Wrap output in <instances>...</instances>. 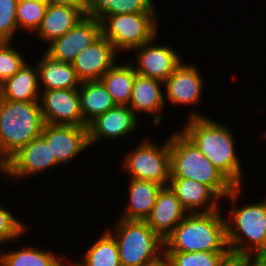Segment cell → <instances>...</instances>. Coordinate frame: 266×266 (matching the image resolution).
<instances>
[{"instance_id": "ba28073f", "label": "cell", "mask_w": 266, "mask_h": 266, "mask_svg": "<svg viewBox=\"0 0 266 266\" xmlns=\"http://www.w3.org/2000/svg\"><path fill=\"white\" fill-rule=\"evenodd\" d=\"M123 169L129 179L154 181L168 186L170 181L169 138L158 146L150 138H145L123 158Z\"/></svg>"}, {"instance_id": "f35d334b", "label": "cell", "mask_w": 266, "mask_h": 266, "mask_svg": "<svg viewBox=\"0 0 266 266\" xmlns=\"http://www.w3.org/2000/svg\"><path fill=\"white\" fill-rule=\"evenodd\" d=\"M0 266H4V251H0Z\"/></svg>"}, {"instance_id": "5b68a950", "label": "cell", "mask_w": 266, "mask_h": 266, "mask_svg": "<svg viewBox=\"0 0 266 266\" xmlns=\"http://www.w3.org/2000/svg\"><path fill=\"white\" fill-rule=\"evenodd\" d=\"M254 202L229 211L225 218L227 243L235 251L266 254V199Z\"/></svg>"}, {"instance_id": "ffe728a7", "label": "cell", "mask_w": 266, "mask_h": 266, "mask_svg": "<svg viewBox=\"0 0 266 266\" xmlns=\"http://www.w3.org/2000/svg\"><path fill=\"white\" fill-rule=\"evenodd\" d=\"M86 15L78 8L48 4L45 16L35 34L46 44L62 37ZM38 33V34H37Z\"/></svg>"}, {"instance_id": "3957f363", "label": "cell", "mask_w": 266, "mask_h": 266, "mask_svg": "<svg viewBox=\"0 0 266 266\" xmlns=\"http://www.w3.org/2000/svg\"><path fill=\"white\" fill-rule=\"evenodd\" d=\"M220 210L188 213L164 240V250L189 253L225 252L229 247L225 217Z\"/></svg>"}, {"instance_id": "8fae6325", "label": "cell", "mask_w": 266, "mask_h": 266, "mask_svg": "<svg viewBox=\"0 0 266 266\" xmlns=\"http://www.w3.org/2000/svg\"><path fill=\"white\" fill-rule=\"evenodd\" d=\"M39 102L45 123L83 126L78 89L41 91Z\"/></svg>"}, {"instance_id": "8992f818", "label": "cell", "mask_w": 266, "mask_h": 266, "mask_svg": "<svg viewBox=\"0 0 266 266\" xmlns=\"http://www.w3.org/2000/svg\"><path fill=\"white\" fill-rule=\"evenodd\" d=\"M122 266H144L164 251V241L146 221L118 218L112 230Z\"/></svg>"}, {"instance_id": "9a60e30c", "label": "cell", "mask_w": 266, "mask_h": 266, "mask_svg": "<svg viewBox=\"0 0 266 266\" xmlns=\"http://www.w3.org/2000/svg\"><path fill=\"white\" fill-rule=\"evenodd\" d=\"M117 54L112 43L101 35L71 64L81 82L99 80L117 62Z\"/></svg>"}, {"instance_id": "4316f807", "label": "cell", "mask_w": 266, "mask_h": 266, "mask_svg": "<svg viewBox=\"0 0 266 266\" xmlns=\"http://www.w3.org/2000/svg\"><path fill=\"white\" fill-rule=\"evenodd\" d=\"M85 250L82 260L78 262L81 266H122L117 242L108 231L102 232V235Z\"/></svg>"}, {"instance_id": "ac0fdd59", "label": "cell", "mask_w": 266, "mask_h": 266, "mask_svg": "<svg viewBox=\"0 0 266 266\" xmlns=\"http://www.w3.org/2000/svg\"><path fill=\"white\" fill-rule=\"evenodd\" d=\"M162 85H164V82L158 79L136 73L132 95L128 105L136 116L140 112L152 114V122L156 126L160 125L162 121L161 112L165 105Z\"/></svg>"}, {"instance_id": "f546056e", "label": "cell", "mask_w": 266, "mask_h": 266, "mask_svg": "<svg viewBox=\"0 0 266 266\" xmlns=\"http://www.w3.org/2000/svg\"><path fill=\"white\" fill-rule=\"evenodd\" d=\"M12 46L11 41H0V85L16 74L27 61Z\"/></svg>"}, {"instance_id": "9c48e42d", "label": "cell", "mask_w": 266, "mask_h": 266, "mask_svg": "<svg viewBox=\"0 0 266 266\" xmlns=\"http://www.w3.org/2000/svg\"><path fill=\"white\" fill-rule=\"evenodd\" d=\"M56 165L61 166L45 139L39 136L20 148L4 163L0 167V175L5 174L7 179L18 181L43 173Z\"/></svg>"}, {"instance_id": "cb8c5ba5", "label": "cell", "mask_w": 266, "mask_h": 266, "mask_svg": "<svg viewBox=\"0 0 266 266\" xmlns=\"http://www.w3.org/2000/svg\"><path fill=\"white\" fill-rule=\"evenodd\" d=\"M83 116V126L98 115L116 107V103L100 80L83 81L78 88Z\"/></svg>"}, {"instance_id": "7402d4cb", "label": "cell", "mask_w": 266, "mask_h": 266, "mask_svg": "<svg viewBox=\"0 0 266 266\" xmlns=\"http://www.w3.org/2000/svg\"><path fill=\"white\" fill-rule=\"evenodd\" d=\"M36 66L41 91L78 89L80 86L81 81L71 63L54 60L44 52Z\"/></svg>"}, {"instance_id": "836d02e7", "label": "cell", "mask_w": 266, "mask_h": 266, "mask_svg": "<svg viewBox=\"0 0 266 266\" xmlns=\"http://www.w3.org/2000/svg\"><path fill=\"white\" fill-rule=\"evenodd\" d=\"M219 266H252V253L227 249L220 259Z\"/></svg>"}, {"instance_id": "83f0119b", "label": "cell", "mask_w": 266, "mask_h": 266, "mask_svg": "<svg viewBox=\"0 0 266 266\" xmlns=\"http://www.w3.org/2000/svg\"><path fill=\"white\" fill-rule=\"evenodd\" d=\"M64 258L56 255L53 250H43L40 247H24L19 250L4 252V266H58Z\"/></svg>"}, {"instance_id": "f1b7e54d", "label": "cell", "mask_w": 266, "mask_h": 266, "mask_svg": "<svg viewBox=\"0 0 266 266\" xmlns=\"http://www.w3.org/2000/svg\"><path fill=\"white\" fill-rule=\"evenodd\" d=\"M48 6L46 0L23 2L17 4L16 18L19 28L30 32H36L40 27Z\"/></svg>"}, {"instance_id": "1f68e13d", "label": "cell", "mask_w": 266, "mask_h": 266, "mask_svg": "<svg viewBox=\"0 0 266 266\" xmlns=\"http://www.w3.org/2000/svg\"><path fill=\"white\" fill-rule=\"evenodd\" d=\"M13 215L9 209L0 206V244L15 242L28 230L26 224Z\"/></svg>"}, {"instance_id": "7c38bea8", "label": "cell", "mask_w": 266, "mask_h": 266, "mask_svg": "<svg viewBox=\"0 0 266 266\" xmlns=\"http://www.w3.org/2000/svg\"><path fill=\"white\" fill-rule=\"evenodd\" d=\"M41 136L61 165L70 164L74 157L90 147L87 126L45 123Z\"/></svg>"}, {"instance_id": "e575fe53", "label": "cell", "mask_w": 266, "mask_h": 266, "mask_svg": "<svg viewBox=\"0 0 266 266\" xmlns=\"http://www.w3.org/2000/svg\"><path fill=\"white\" fill-rule=\"evenodd\" d=\"M48 4L67 5L80 9L85 15L88 10L89 0H46Z\"/></svg>"}, {"instance_id": "e0dca14e", "label": "cell", "mask_w": 266, "mask_h": 266, "mask_svg": "<svg viewBox=\"0 0 266 266\" xmlns=\"http://www.w3.org/2000/svg\"><path fill=\"white\" fill-rule=\"evenodd\" d=\"M187 214L188 212L181 205L175 192L168 185L163 186L159 191L156 203L146 222L164 241Z\"/></svg>"}, {"instance_id": "2e32d148", "label": "cell", "mask_w": 266, "mask_h": 266, "mask_svg": "<svg viewBox=\"0 0 266 266\" xmlns=\"http://www.w3.org/2000/svg\"><path fill=\"white\" fill-rule=\"evenodd\" d=\"M137 118L128 106L119 105L98 115L87 126L89 146L101 139L117 140L133 133L138 125Z\"/></svg>"}, {"instance_id": "5bb4252c", "label": "cell", "mask_w": 266, "mask_h": 266, "mask_svg": "<svg viewBox=\"0 0 266 266\" xmlns=\"http://www.w3.org/2000/svg\"><path fill=\"white\" fill-rule=\"evenodd\" d=\"M203 82L198 67L182 62L164 82V101L168 100L174 105H199Z\"/></svg>"}, {"instance_id": "74e56055", "label": "cell", "mask_w": 266, "mask_h": 266, "mask_svg": "<svg viewBox=\"0 0 266 266\" xmlns=\"http://www.w3.org/2000/svg\"><path fill=\"white\" fill-rule=\"evenodd\" d=\"M66 259V260H65ZM67 260H69V259H67V258H63L60 262H59V264H58V266H81L79 263H78V261H67ZM75 262V263H74ZM77 262V263H76ZM67 263V264H66ZM68 264H70V265H68Z\"/></svg>"}, {"instance_id": "d6986e66", "label": "cell", "mask_w": 266, "mask_h": 266, "mask_svg": "<svg viewBox=\"0 0 266 266\" xmlns=\"http://www.w3.org/2000/svg\"><path fill=\"white\" fill-rule=\"evenodd\" d=\"M169 187L188 213L220 209V198L205 184L186 178H170Z\"/></svg>"}, {"instance_id": "d590c367", "label": "cell", "mask_w": 266, "mask_h": 266, "mask_svg": "<svg viewBox=\"0 0 266 266\" xmlns=\"http://www.w3.org/2000/svg\"><path fill=\"white\" fill-rule=\"evenodd\" d=\"M144 266H172L170 255L164 250L156 258L148 261Z\"/></svg>"}, {"instance_id": "8d00e7d4", "label": "cell", "mask_w": 266, "mask_h": 266, "mask_svg": "<svg viewBox=\"0 0 266 266\" xmlns=\"http://www.w3.org/2000/svg\"><path fill=\"white\" fill-rule=\"evenodd\" d=\"M252 266H266V254L252 253Z\"/></svg>"}, {"instance_id": "484cf974", "label": "cell", "mask_w": 266, "mask_h": 266, "mask_svg": "<svg viewBox=\"0 0 266 266\" xmlns=\"http://www.w3.org/2000/svg\"><path fill=\"white\" fill-rule=\"evenodd\" d=\"M154 7L153 0H89L86 16L101 20L108 15L157 13Z\"/></svg>"}, {"instance_id": "ab89813d", "label": "cell", "mask_w": 266, "mask_h": 266, "mask_svg": "<svg viewBox=\"0 0 266 266\" xmlns=\"http://www.w3.org/2000/svg\"><path fill=\"white\" fill-rule=\"evenodd\" d=\"M32 1H38V0H17L18 3L32 2Z\"/></svg>"}, {"instance_id": "d6a6232c", "label": "cell", "mask_w": 266, "mask_h": 266, "mask_svg": "<svg viewBox=\"0 0 266 266\" xmlns=\"http://www.w3.org/2000/svg\"><path fill=\"white\" fill-rule=\"evenodd\" d=\"M17 0H0V41H12L18 31Z\"/></svg>"}, {"instance_id": "44dd1931", "label": "cell", "mask_w": 266, "mask_h": 266, "mask_svg": "<svg viewBox=\"0 0 266 266\" xmlns=\"http://www.w3.org/2000/svg\"><path fill=\"white\" fill-rule=\"evenodd\" d=\"M163 186L150 180L129 179V200L118 218L146 221Z\"/></svg>"}, {"instance_id": "277c9868", "label": "cell", "mask_w": 266, "mask_h": 266, "mask_svg": "<svg viewBox=\"0 0 266 266\" xmlns=\"http://www.w3.org/2000/svg\"><path fill=\"white\" fill-rule=\"evenodd\" d=\"M40 102H17L0 97V167L20 148L41 136Z\"/></svg>"}, {"instance_id": "603a6c76", "label": "cell", "mask_w": 266, "mask_h": 266, "mask_svg": "<svg viewBox=\"0 0 266 266\" xmlns=\"http://www.w3.org/2000/svg\"><path fill=\"white\" fill-rule=\"evenodd\" d=\"M40 87L37 66L26 64L0 85V97L17 102H39Z\"/></svg>"}, {"instance_id": "4fadbf2b", "label": "cell", "mask_w": 266, "mask_h": 266, "mask_svg": "<svg viewBox=\"0 0 266 266\" xmlns=\"http://www.w3.org/2000/svg\"><path fill=\"white\" fill-rule=\"evenodd\" d=\"M157 39L135 48L136 54L135 68L136 73L149 78L158 79L165 82L173 71L182 63V58L174 48L169 45H155ZM154 43V45H152Z\"/></svg>"}, {"instance_id": "4dcf8cb0", "label": "cell", "mask_w": 266, "mask_h": 266, "mask_svg": "<svg viewBox=\"0 0 266 266\" xmlns=\"http://www.w3.org/2000/svg\"><path fill=\"white\" fill-rule=\"evenodd\" d=\"M172 266H219L224 252H167Z\"/></svg>"}, {"instance_id": "52a82bcc", "label": "cell", "mask_w": 266, "mask_h": 266, "mask_svg": "<svg viewBox=\"0 0 266 266\" xmlns=\"http://www.w3.org/2000/svg\"><path fill=\"white\" fill-rule=\"evenodd\" d=\"M157 18V13L108 15L99 20L101 35L112 43L118 53L130 52L157 38Z\"/></svg>"}, {"instance_id": "30bf717a", "label": "cell", "mask_w": 266, "mask_h": 266, "mask_svg": "<svg viewBox=\"0 0 266 266\" xmlns=\"http://www.w3.org/2000/svg\"><path fill=\"white\" fill-rule=\"evenodd\" d=\"M100 36V21L85 16L66 34L48 44L45 53L54 60L72 63L79 53Z\"/></svg>"}, {"instance_id": "d4e9b609", "label": "cell", "mask_w": 266, "mask_h": 266, "mask_svg": "<svg viewBox=\"0 0 266 266\" xmlns=\"http://www.w3.org/2000/svg\"><path fill=\"white\" fill-rule=\"evenodd\" d=\"M130 63V64H129ZM115 63L99 80L105 86L116 105L128 106L131 99L136 70L130 62Z\"/></svg>"}, {"instance_id": "7a4b0ae2", "label": "cell", "mask_w": 266, "mask_h": 266, "mask_svg": "<svg viewBox=\"0 0 266 266\" xmlns=\"http://www.w3.org/2000/svg\"><path fill=\"white\" fill-rule=\"evenodd\" d=\"M169 147L170 178H186L205 184L220 199L228 198L232 206L236 205L242 188L222 174L181 131L169 136Z\"/></svg>"}, {"instance_id": "6da1fadb", "label": "cell", "mask_w": 266, "mask_h": 266, "mask_svg": "<svg viewBox=\"0 0 266 266\" xmlns=\"http://www.w3.org/2000/svg\"><path fill=\"white\" fill-rule=\"evenodd\" d=\"M182 133L236 187H242L243 168L236 154L235 138L229 126L199 111L191 114ZM242 184V185H241Z\"/></svg>"}]
</instances>
